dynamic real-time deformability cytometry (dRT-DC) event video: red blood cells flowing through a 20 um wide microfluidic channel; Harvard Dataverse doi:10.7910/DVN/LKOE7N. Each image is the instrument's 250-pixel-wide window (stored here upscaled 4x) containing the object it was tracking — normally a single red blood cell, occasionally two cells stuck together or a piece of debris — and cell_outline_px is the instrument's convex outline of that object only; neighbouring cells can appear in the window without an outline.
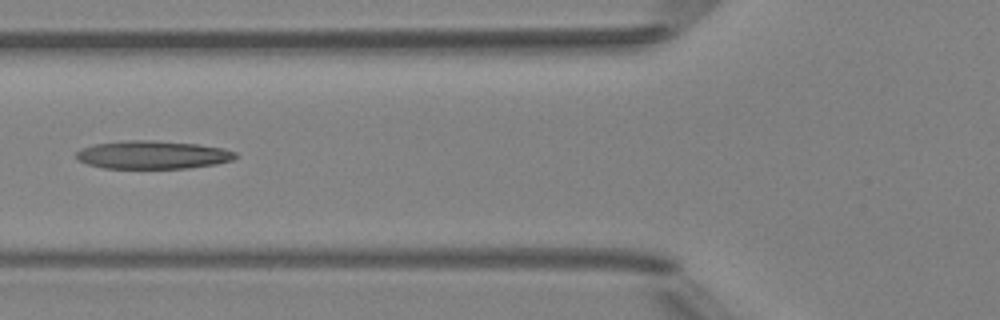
{"species": "Egyptian fruit bat (a non-hibernating species)", "species_latin": "Rousettus aegyptiacus", "temperature_condition": "room temperature", "stored_images_in_passage": 6, "camera_frame_rate_fps": 3000, "um_per_image_px": 0.085, "animal": {"sex": "female"}, "frame": {"image": 1, "passage_image": 5, "time_ms": 4.667, "image_size_px": [1000, 320], "cell_outline_px": [[236, 156], [232, 160], [216, 164], [188, 168], [104, 168], [88, 164], [76, 160], [76, 152], [80, 148], [92, 144], [124, 140], [156, 140], [200, 144], [224, 148], [236, 152]], "centroid_in_image_um": [12.95, 13.15], "position_along_channel_um": 112.8, "area_um2": 26.41}}
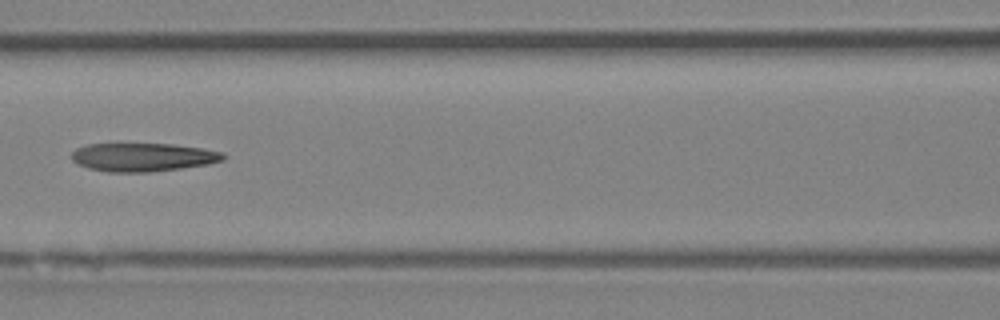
{"frame": {"image": 2, "passage_image": 6, "time_ms": 5.667, "image_size_px": [1000, 320], "cell_outline_px": [[224, 160], [208, 164], [180, 168], [148, 172], [108, 172], [88, 168], [76, 164], [72, 160], [72, 152], [76, 148], [84, 144], [172, 144], [204, 148], [224, 152]], "centroid_in_image_um": [12.13, 13.35], "position_along_channel_um": 154.5, "area_um2": 25.2}}